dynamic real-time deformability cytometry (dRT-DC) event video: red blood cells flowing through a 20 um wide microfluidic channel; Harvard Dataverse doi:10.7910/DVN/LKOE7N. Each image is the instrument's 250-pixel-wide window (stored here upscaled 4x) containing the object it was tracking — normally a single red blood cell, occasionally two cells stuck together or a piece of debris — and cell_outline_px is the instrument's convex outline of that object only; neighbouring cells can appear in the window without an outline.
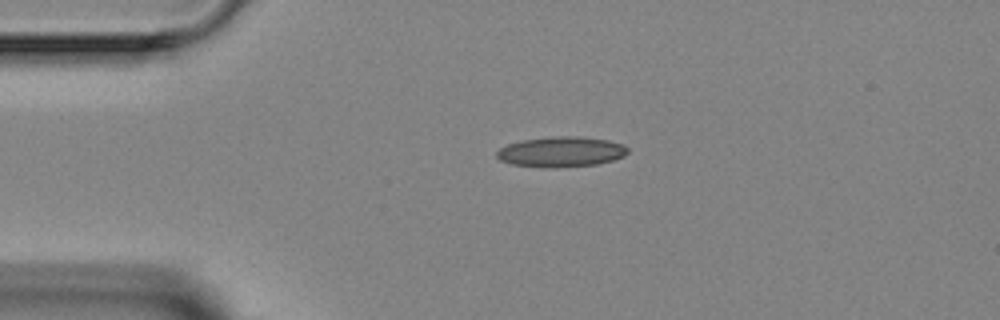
{"species": "Egyptian fruit bat (a non-hibernating species)", "species_latin": "Rousettus aegyptiacus", "temperature_condition": "room temperature", "stored_images_in_passage": 3, "camera_frame_rate_fps": 3000, "um_per_image_px": 0.085, "animal": {"sex": "female"}, "frame": {"image": 1, "passage_image": 1, "time_ms": 0.0, "image_size_px": [1000, 320], "cell_outline_px": [[628, 152], [624, 156], [612, 160], [596, 164], [556, 168], [548, 168], [512, 164], [500, 160], [496, 156], [496, 152], [500, 148], [508, 144], [520, 140], [552, 136], [580, 136], [608, 140], [624, 144], [628, 148]], "centroid_in_image_um": [47.69, 12.9], "position_along_channel_um": 37.3, "area_um2": 23.29}}